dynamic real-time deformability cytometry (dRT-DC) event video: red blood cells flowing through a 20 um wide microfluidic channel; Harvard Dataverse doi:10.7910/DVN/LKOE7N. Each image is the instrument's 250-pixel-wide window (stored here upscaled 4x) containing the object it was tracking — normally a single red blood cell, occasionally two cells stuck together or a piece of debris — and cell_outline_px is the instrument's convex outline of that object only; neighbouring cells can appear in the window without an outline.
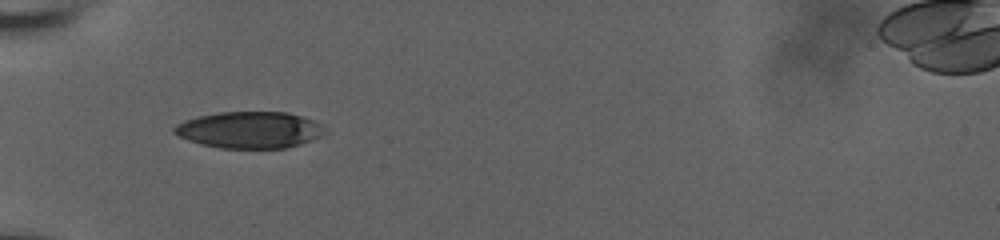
{"species": "human", "species_latin": "Homo sapiens", "temperature_condition": "room temperature", "stored_images_in_passage": 33, "camera_frame_rate_fps": 3000, "um_per_image_px": 0.085, "donor": {"sex": "male"}, "frame": {"image": 1, "passage_image": 1, "time_ms": 0.0, "image_size_px": [1000, 240], "cell_outline_px": [[328, 132], [324, 136], [300, 144], [284, 148], [220, 148], [200, 144], [188, 140], [172, 132], [172, 128], [176, 124], [184, 120], [196, 116], [220, 112], [288, 112], [304, 116], [324, 124]], "centroid_in_image_um": [21.27, 11.03], "position_along_channel_um": 63.7, "area_um2": 32.66}}
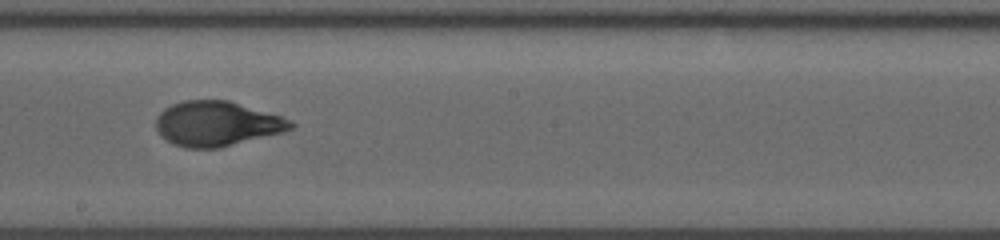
{"frame": {"image": 2, "passage_image": 14, "time_ms": 4.333, "image_size_px": [1000, 240], "cell_outline_px": [[296, 124], [292, 128], [284, 132], [220, 148], [184, 148], [172, 144], [160, 136], [156, 128], [156, 120], [160, 112], [164, 108], [172, 104], [184, 100], [228, 100], [280, 116], [292, 120]], "centroid_in_image_um": [18.42, 10.53], "position_along_channel_um": 229.8, "area_um2": 35.37}}
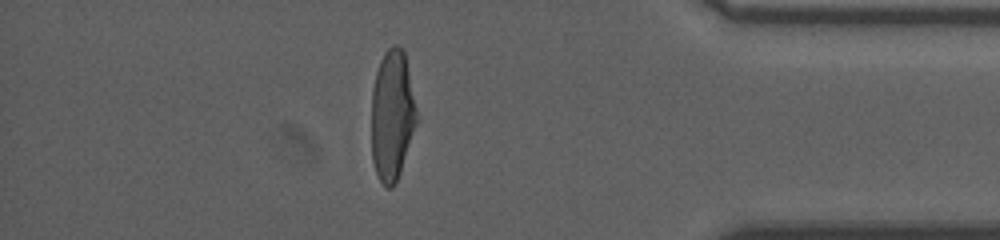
{"frame": {"image": 3, "passage_image": 28, "time_ms": 9.0, "image_size_px": [1000, 240], "cell_outline_px": [[416, 124], [396, 184], [392, 188], [388, 188], [380, 180], [376, 172], [372, 160], [372, 88], [376, 72], [380, 60], [384, 52], [392, 44], [396, 44], [404, 52], [416, 112]], "centroid_in_image_um": [33.3, 9.81], "position_along_channel_um": 401.9, "area_um2": 33.81}, "authors_computed_cell_mechanics": {"area_um2": 35.3158, "velocity_mm_per_s": 3.7226, "shape_relaxation_time_tau1_ms": 5.7582, "shape_relaxation_time_tau2_ms": 0.595, "deformation_change_tau1": 0.2037, "deformation_change_tau2": 0.0483}}